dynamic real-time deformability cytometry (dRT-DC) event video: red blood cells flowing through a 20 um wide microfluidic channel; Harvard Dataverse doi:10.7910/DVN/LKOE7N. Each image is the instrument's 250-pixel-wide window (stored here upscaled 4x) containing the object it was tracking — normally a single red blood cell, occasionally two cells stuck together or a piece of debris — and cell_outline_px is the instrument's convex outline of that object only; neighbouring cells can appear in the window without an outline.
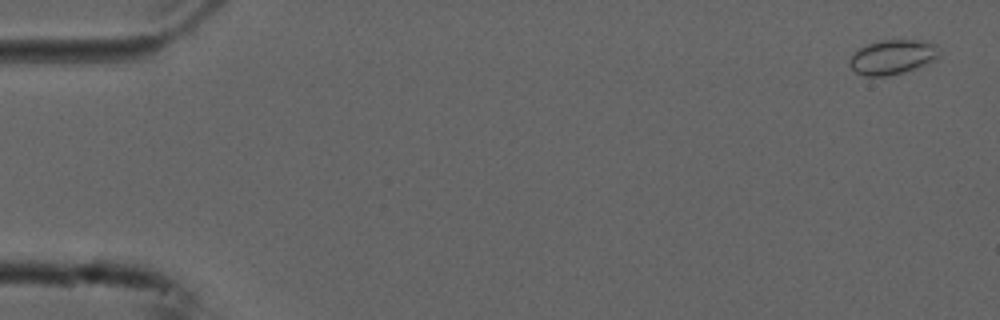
{"species": "common noctule bat (a hibernating species)", "species_latin": "Nyctalus noctula", "temperature_condition": "cold", "stored_images_in_passage": 54, "camera_frame_rate_fps": 3000, "um_per_image_px": 0.085, "animal": {"sex": "male", "forearm_length_mm": 52.5}, "frame": {"image": 1, "passage_image": 2, "time_ms": 0.333, "image_size_px": [1000, 320], "cell_outline_px": [[940, 52], [936, 60], [928, 64], [904, 72], [884, 76], [864, 76], [856, 72], [848, 64], [848, 60], [860, 48], [868, 44], [880, 40], [924, 40], [936, 44]], "centroid_in_image_um": [75.9, 4.84], "position_along_channel_um": 9.1, "area_um2": 18.15}}
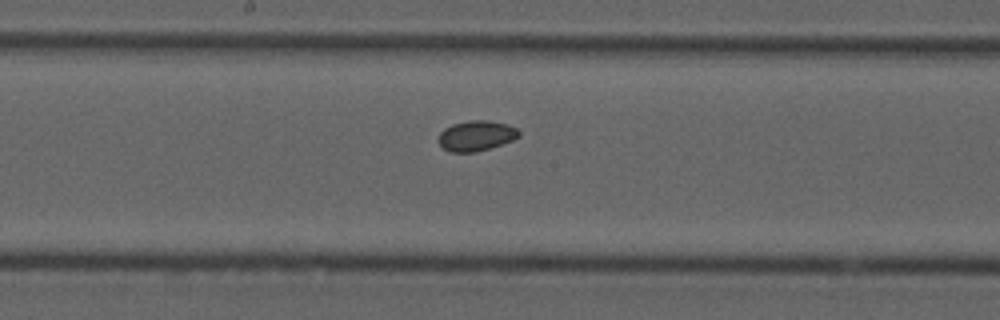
{"frame": {"image": 2, "passage_image": 29, "time_ms": 9.333, "image_size_px": [1000, 320], "cell_outline_px": [[520, 136], [512, 140], [476, 152], [452, 152], [444, 148], [436, 140], [440, 132], [444, 128], [452, 124], [468, 120], [488, 120], [508, 124], [520, 128]], "centroid_in_image_um": [40.48, 11.52], "position_along_channel_um": 207.7, "area_um2": 14.33}}
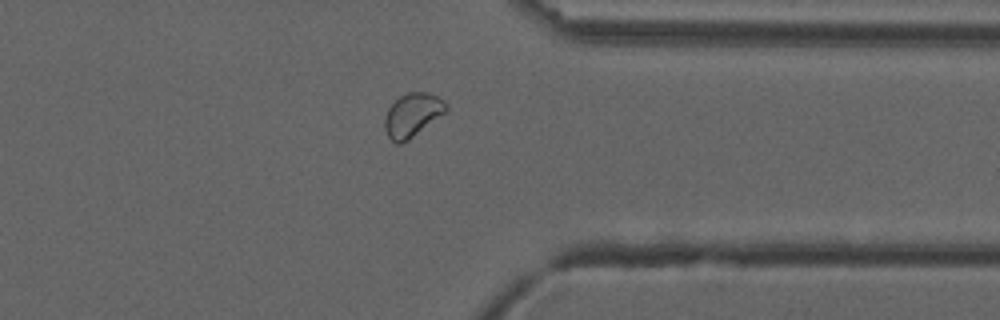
{"frame": {"image": 3, "passage_image": 43, "time_ms": 14.0, "image_size_px": [1000, 320], "cell_outline_px": [[448, 108], [444, 112], [408, 140], [400, 144], [396, 144], [388, 136], [384, 128], [384, 120], [388, 108], [400, 96], [408, 92], [428, 92], [444, 100], [448, 104]], "centroid_in_image_um": [35.03, 9.76], "position_along_channel_um": 376.4, "area_um2": 15.32}}